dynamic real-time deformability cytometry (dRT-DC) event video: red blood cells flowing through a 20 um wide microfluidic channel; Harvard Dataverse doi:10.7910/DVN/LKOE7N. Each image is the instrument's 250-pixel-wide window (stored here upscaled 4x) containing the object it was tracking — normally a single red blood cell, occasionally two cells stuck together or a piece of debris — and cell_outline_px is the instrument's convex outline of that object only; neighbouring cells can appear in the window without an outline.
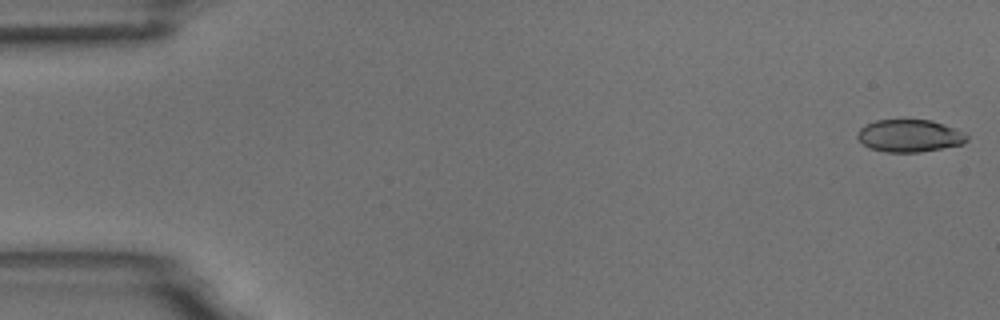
{"species": "common noctule bat (a hibernating species)", "species_latin": "Nyctalus noctula", "temperature_condition": "room temperature", "stored_images_in_passage": 5, "camera_frame_rate_fps": 3000, "um_per_image_px": 0.085, "animal": {"sex": "male", "body_mass_g": 18.8}, "frame": {"image": 1, "passage_image": 1, "time_ms": 0.0, "image_size_px": [1000, 320], "cell_outline_px": [[968, 140], [964, 144], [920, 152], [884, 152], [868, 148], [856, 136], [860, 128], [864, 124], [876, 120], [932, 120], [956, 128], [968, 136]], "centroid_in_image_um": [77.31, 11.54], "position_along_channel_um": 7.7, "area_um2": 20.81}}
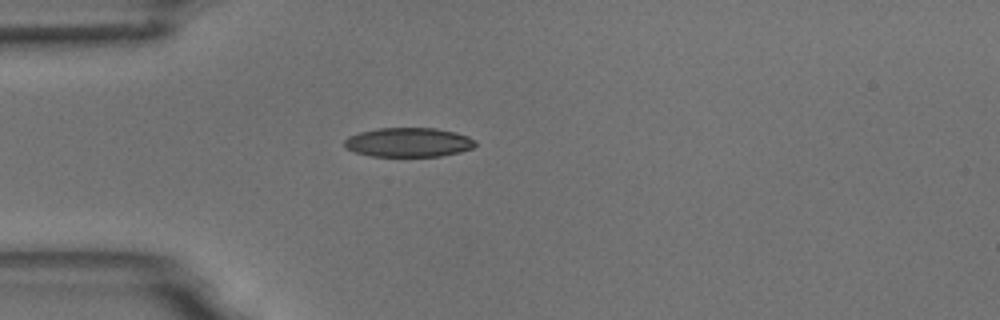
{"frame": {"image": 2, "passage_image": 4, "time_ms": 4.667, "image_size_px": [1000, 320], "cell_outline_px": [[476, 144], [472, 148], [460, 152], [440, 156], [372, 156], [356, 152], [344, 148], [344, 140], [348, 136], [360, 132], [380, 128], [436, 128], [456, 132], [468, 136], [476, 140]], "centroid_in_image_um": [34.73, 12.09], "position_along_channel_um": 50.3, "area_um2": 22.37}}